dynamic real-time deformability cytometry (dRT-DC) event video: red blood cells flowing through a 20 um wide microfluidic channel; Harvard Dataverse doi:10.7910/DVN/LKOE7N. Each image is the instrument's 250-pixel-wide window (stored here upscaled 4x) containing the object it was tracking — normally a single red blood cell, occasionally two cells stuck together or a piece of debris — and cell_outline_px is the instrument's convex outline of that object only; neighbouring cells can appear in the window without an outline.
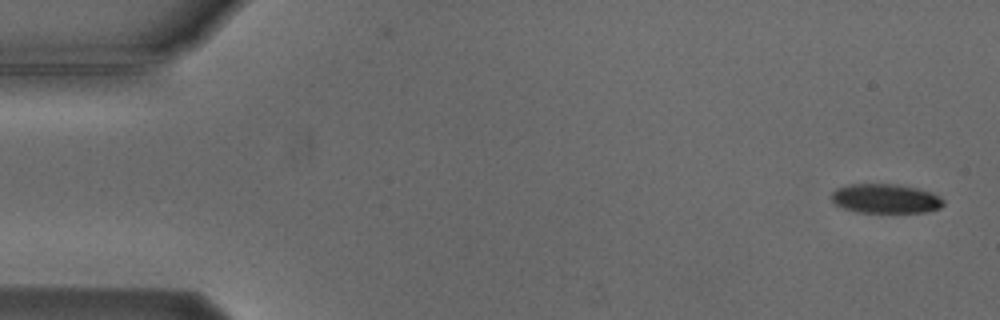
{"species": "Egyptian fruit bat (a non-hibernating species)", "species_latin": "Rousettus aegyptiacus", "temperature_condition": "cold", "stored_images_in_passage": 6, "camera_frame_rate_fps": 3000, "um_per_image_px": 0.085, "animal": {"sex": "male"}, "frame": {"image": 1, "passage_image": 1, "time_ms": 0.0, "image_size_px": [1000, 320], "cell_outline_px": [[944, 204], [940, 208], [924, 212], [856, 212], [844, 208], [836, 204], [832, 200], [832, 192], [836, 188], [848, 184], [896, 184], [916, 188], [932, 192], [944, 200]], "centroid_in_image_um": [75.27, 16.87], "position_along_channel_um": 9.7, "area_um2": 19.07}}
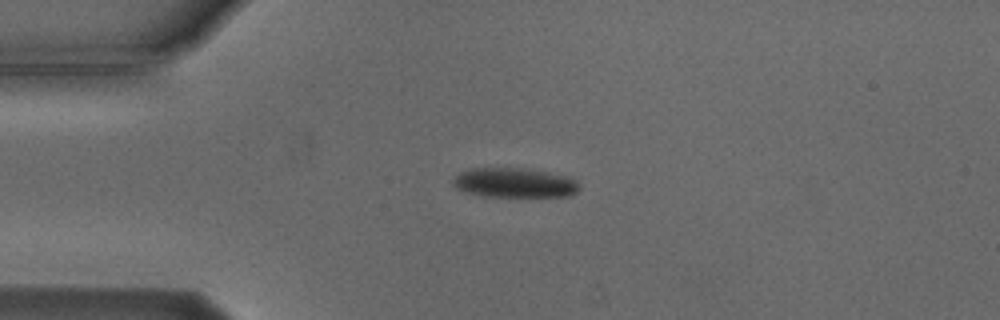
{"frame": {"image": 2, "passage_image": 4, "time_ms": 3.667, "image_size_px": [1000, 320], "cell_outline_px": [[580, 188], [576, 192], [568, 196], [480, 196], [456, 188], [452, 184], [452, 180], [460, 172], [472, 168], [524, 168], [568, 176], [576, 180], [580, 184]], "centroid_in_image_um": [43.74, 15.53], "position_along_channel_um": 41.3, "area_um2": 21.73}}